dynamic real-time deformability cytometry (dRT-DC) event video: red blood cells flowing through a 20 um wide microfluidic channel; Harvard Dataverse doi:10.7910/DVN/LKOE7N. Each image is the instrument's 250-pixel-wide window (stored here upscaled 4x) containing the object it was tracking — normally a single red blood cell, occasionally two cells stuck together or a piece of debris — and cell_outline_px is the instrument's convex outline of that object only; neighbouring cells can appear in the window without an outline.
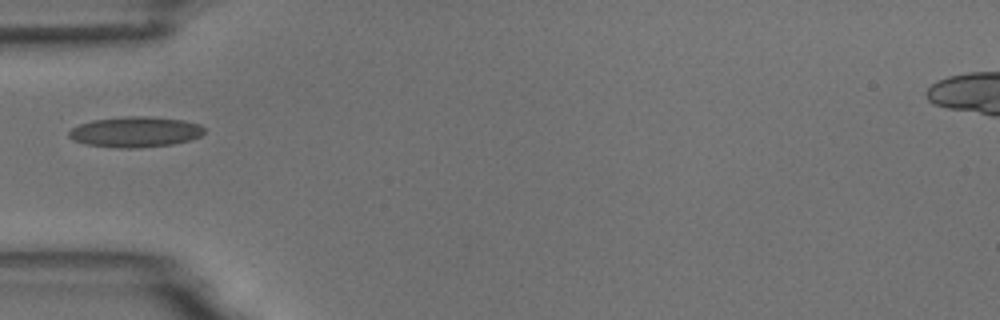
{"species": "common noctule bat (a hibernating species)", "species_latin": "Nyctalus noctula", "temperature_condition": "room temperature", "stored_images_in_passage": 2, "camera_frame_rate_fps": 3000, "um_per_image_px": 0.085, "animal": {"sex": "male", "body_mass_g": 18.8}, "frame": {"image": 1, "passage_image": 1, "time_ms": 0.0, "image_size_px": [1000, 320], "cell_outline_px": [[204, 132], [200, 136], [188, 140], [172, 144], [136, 148], [120, 148], [84, 144], [72, 140], [68, 136], [68, 132], [72, 128], [80, 124], [92, 120], [124, 116], [148, 116], [184, 120], [200, 124], [204, 128]], "centroid_in_image_um": [11.47, 11.21], "position_along_channel_um": 73.5, "area_um2": 24.16}}